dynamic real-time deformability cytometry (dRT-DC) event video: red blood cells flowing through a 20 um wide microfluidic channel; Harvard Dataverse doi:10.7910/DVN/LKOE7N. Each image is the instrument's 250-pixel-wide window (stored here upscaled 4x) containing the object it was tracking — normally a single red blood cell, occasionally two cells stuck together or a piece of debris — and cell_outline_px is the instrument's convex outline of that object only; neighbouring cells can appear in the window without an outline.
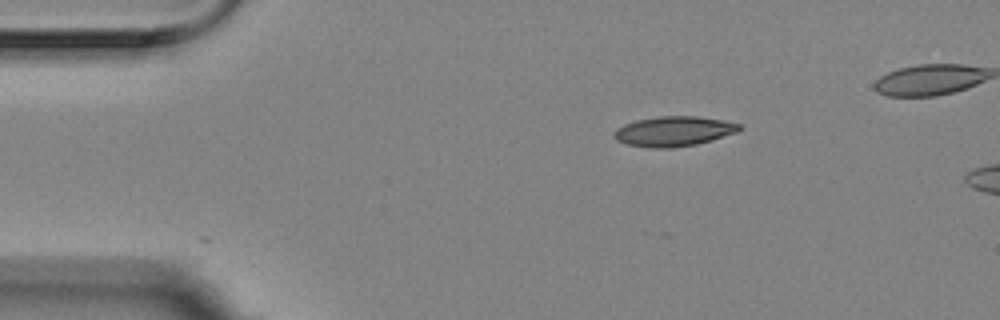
{"species": "Egyptian fruit bat (a non-hibernating species)", "species_latin": "Rousettus aegyptiacus", "temperature_condition": "room temperature", "stored_images_in_passage": 7, "camera_frame_rate_fps": 3000, "um_per_image_px": 0.085, "animal": {"sex": "female"}, "frame": {"image": 1, "passage_image": 1, "time_ms": 0.0, "image_size_px": [1000, 320], "cell_outline_px": [[740, 128], [736, 132], [712, 140], [696, 144], [672, 148], [652, 148], [628, 144], [616, 140], [612, 136], [616, 128], [624, 124], [636, 120], [660, 116], [696, 116], [720, 120], [740, 124]], "centroid_in_image_um": [57.21, 11.16], "position_along_channel_um": 27.8, "area_um2": 21.68}}